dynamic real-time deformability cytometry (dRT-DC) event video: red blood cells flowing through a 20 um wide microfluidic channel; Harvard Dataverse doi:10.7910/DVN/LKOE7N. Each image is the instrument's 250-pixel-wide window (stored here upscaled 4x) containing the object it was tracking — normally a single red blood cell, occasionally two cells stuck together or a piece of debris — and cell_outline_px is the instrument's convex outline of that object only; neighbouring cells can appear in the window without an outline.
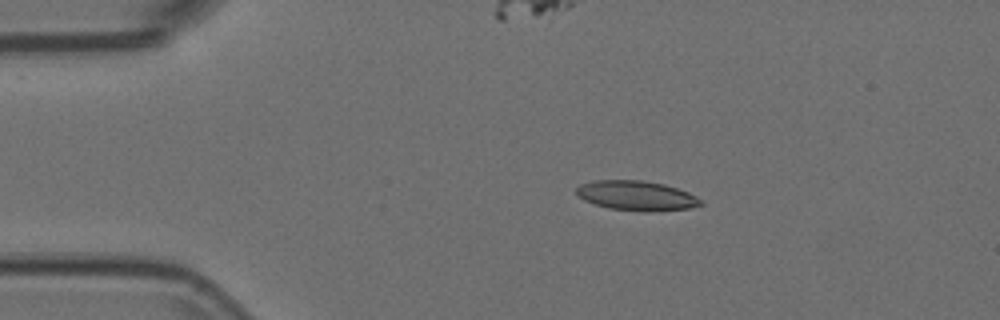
{"species": "Egyptian fruit bat (a non-hibernating species)", "species_latin": "Rousettus aegyptiacus", "temperature_condition": "room temperature", "stored_images_in_passage": 46, "camera_frame_rate_fps": 3000, "um_per_image_px": 0.085, "animal": {"sex": "female"}, "frame": {"image": 1, "passage_image": 1, "time_ms": 0.0, "image_size_px": [1000, 320], "cell_outline_px": [[704, 204], [692, 208], [648, 212], [644, 212], [608, 208], [592, 204], [584, 200], [576, 192], [576, 188], [580, 184], [592, 180], [640, 180], [664, 184], [688, 192], [696, 196]], "centroid_in_image_um": [54.09, 16.64], "position_along_channel_um": 30.9, "area_um2": 21.68}}